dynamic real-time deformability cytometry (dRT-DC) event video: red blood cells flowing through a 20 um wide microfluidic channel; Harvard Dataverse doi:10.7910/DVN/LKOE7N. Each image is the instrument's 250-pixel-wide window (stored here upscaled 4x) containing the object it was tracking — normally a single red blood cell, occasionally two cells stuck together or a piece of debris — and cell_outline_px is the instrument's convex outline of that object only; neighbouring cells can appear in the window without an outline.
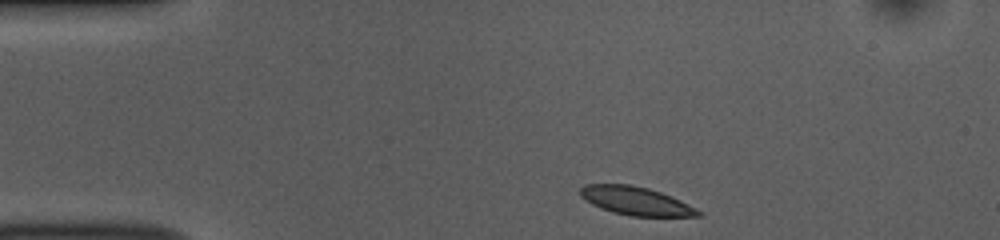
{"species": "common noctule bat (a hibernating species)", "species_latin": "Nyctalus noctula", "temperature_condition": "room temperature", "stored_images_in_passage": 44, "camera_frame_rate_fps": 3000, "um_per_image_px": 0.085, "animal": {"sex": "female", "body_mass_g": 10.0, "forearm_length_mm": 53.1}, "frame": {"image": 1, "passage_image": 1, "time_ms": 0.0, "image_size_px": [1000, 240], "cell_outline_px": [[704, 216], [632, 216], [612, 212], [600, 208], [592, 204], [580, 196], [580, 188], [584, 184], [628, 184], [648, 188], [660, 192], [680, 200], [704, 212]], "centroid_in_image_um": [54.06, 17.08], "position_along_channel_um": 30.9, "area_um2": 19.48}}
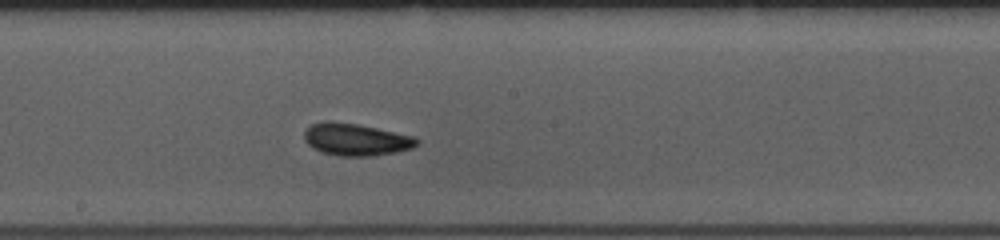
{"frame": {"image": 2, "passage_image": 20, "time_ms": 6.333, "image_size_px": [1000, 240], "cell_outline_px": [[420, 140], [412, 148], [396, 152], [372, 156], [340, 156], [320, 152], [312, 148], [304, 140], [304, 132], [312, 124], [328, 120], [356, 124], [416, 136]], "centroid_in_image_um": [30.25, 11.86], "position_along_channel_um": 218.0, "area_um2": 21.15}}
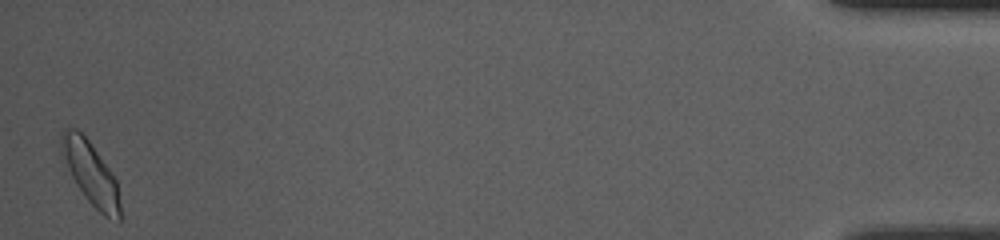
{"frame": {"image": 3, "passage_image": 44, "time_ms": 14.333, "image_size_px": [1000, 240], "cell_outline_px": [[124, 220], [120, 224], [104, 216], [84, 196], [76, 184], [60, 152], [60, 132], [64, 128], [76, 128], [88, 140], [108, 168], [116, 180]], "centroid_in_image_um": [7.74, 14.79], "position_along_channel_um": 427.5, "area_um2": 21.68}, "authors_computed_cell_mechanics": {"area_um2": 20.1722, "velocity_mm_per_s": 3.7262, "shape_relaxation_time_tau1_ms": 4.7911, "shape_relaxation_time_tau2_ms": 3.802, "deformation_change_tau1": 0.1095, "deformation_change_tau2": 0.0666}}